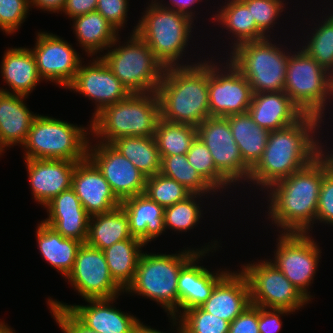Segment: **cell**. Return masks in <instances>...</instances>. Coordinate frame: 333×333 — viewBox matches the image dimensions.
Here are the masks:
<instances>
[{"mask_svg":"<svg viewBox=\"0 0 333 333\" xmlns=\"http://www.w3.org/2000/svg\"><path fill=\"white\" fill-rule=\"evenodd\" d=\"M44 209L48 217L42 220L65 238L86 242L90 215L71 187L48 202Z\"/></svg>","mask_w":333,"mask_h":333,"instance_id":"cell-23","label":"cell"},{"mask_svg":"<svg viewBox=\"0 0 333 333\" xmlns=\"http://www.w3.org/2000/svg\"><path fill=\"white\" fill-rule=\"evenodd\" d=\"M30 0H0V29L12 35L29 15Z\"/></svg>","mask_w":333,"mask_h":333,"instance_id":"cell-44","label":"cell"},{"mask_svg":"<svg viewBox=\"0 0 333 333\" xmlns=\"http://www.w3.org/2000/svg\"><path fill=\"white\" fill-rule=\"evenodd\" d=\"M11 326L0 321V333H5Z\"/></svg>","mask_w":333,"mask_h":333,"instance_id":"cell-54","label":"cell"},{"mask_svg":"<svg viewBox=\"0 0 333 333\" xmlns=\"http://www.w3.org/2000/svg\"><path fill=\"white\" fill-rule=\"evenodd\" d=\"M111 145L146 177L160 173L161 157L154 136L120 137Z\"/></svg>","mask_w":333,"mask_h":333,"instance_id":"cell-35","label":"cell"},{"mask_svg":"<svg viewBox=\"0 0 333 333\" xmlns=\"http://www.w3.org/2000/svg\"><path fill=\"white\" fill-rule=\"evenodd\" d=\"M28 96L0 91V150L22 146L36 117L25 99Z\"/></svg>","mask_w":333,"mask_h":333,"instance_id":"cell-26","label":"cell"},{"mask_svg":"<svg viewBox=\"0 0 333 333\" xmlns=\"http://www.w3.org/2000/svg\"><path fill=\"white\" fill-rule=\"evenodd\" d=\"M141 13V20L137 21L131 33L136 32L139 35L165 69L192 65L200 61V58L195 62L185 61L186 64L183 61V56L185 59V53L188 51L189 40L193 37L191 33L194 31V19L181 12L164 8L155 0L148 3Z\"/></svg>","mask_w":333,"mask_h":333,"instance_id":"cell-5","label":"cell"},{"mask_svg":"<svg viewBox=\"0 0 333 333\" xmlns=\"http://www.w3.org/2000/svg\"><path fill=\"white\" fill-rule=\"evenodd\" d=\"M272 41L274 39L269 37L244 42L227 54L229 61L248 80L253 94L284 90L289 49Z\"/></svg>","mask_w":333,"mask_h":333,"instance_id":"cell-8","label":"cell"},{"mask_svg":"<svg viewBox=\"0 0 333 333\" xmlns=\"http://www.w3.org/2000/svg\"><path fill=\"white\" fill-rule=\"evenodd\" d=\"M330 103L329 106H331L330 104L332 103L331 101H333V72L331 73V80H330Z\"/></svg>","mask_w":333,"mask_h":333,"instance_id":"cell-55","label":"cell"},{"mask_svg":"<svg viewBox=\"0 0 333 333\" xmlns=\"http://www.w3.org/2000/svg\"><path fill=\"white\" fill-rule=\"evenodd\" d=\"M201 248H184L179 253L142 252L133 282L126 288V294L140 295L161 305L167 316H179L178 277L181 268L198 252H216L219 242L213 240ZM211 245V246H210ZM219 246V247H218ZM213 250V251H212Z\"/></svg>","mask_w":333,"mask_h":333,"instance_id":"cell-4","label":"cell"},{"mask_svg":"<svg viewBox=\"0 0 333 333\" xmlns=\"http://www.w3.org/2000/svg\"><path fill=\"white\" fill-rule=\"evenodd\" d=\"M225 118L229 122L243 162L252 169L262 157L270 132L256 124L248 112Z\"/></svg>","mask_w":333,"mask_h":333,"instance_id":"cell-32","label":"cell"},{"mask_svg":"<svg viewBox=\"0 0 333 333\" xmlns=\"http://www.w3.org/2000/svg\"><path fill=\"white\" fill-rule=\"evenodd\" d=\"M65 279L84 300L110 299L125 292L113 279L104 252L87 243L78 249L73 270Z\"/></svg>","mask_w":333,"mask_h":333,"instance_id":"cell-14","label":"cell"},{"mask_svg":"<svg viewBox=\"0 0 333 333\" xmlns=\"http://www.w3.org/2000/svg\"><path fill=\"white\" fill-rule=\"evenodd\" d=\"M71 20L77 44L87 57L100 56L120 36L112 24L97 11L76 16Z\"/></svg>","mask_w":333,"mask_h":333,"instance_id":"cell-31","label":"cell"},{"mask_svg":"<svg viewBox=\"0 0 333 333\" xmlns=\"http://www.w3.org/2000/svg\"><path fill=\"white\" fill-rule=\"evenodd\" d=\"M35 38L36 43L30 49L40 77L67 88L73 82L83 57L72 44L56 34L40 31Z\"/></svg>","mask_w":333,"mask_h":333,"instance_id":"cell-16","label":"cell"},{"mask_svg":"<svg viewBox=\"0 0 333 333\" xmlns=\"http://www.w3.org/2000/svg\"><path fill=\"white\" fill-rule=\"evenodd\" d=\"M294 314L286 309L258 307V328L260 333H279L282 328L281 316ZM284 314V315H283Z\"/></svg>","mask_w":333,"mask_h":333,"instance_id":"cell-48","label":"cell"},{"mask_svg":"<svg viewBox=\"0 0 333 333\" xmlns=\"http://www.w3.org/2000/svg\"><path fill=\"white\" fill-rule=\"evenodd\" d=\"M36 241L42 258L66 278L73 270L77 251L82 242L63 237L43 221L36 227Z\"/></svg>","mask_w":333,"mask_h":333,"instance_id":"cell-29","label":"cell"},{"mask_svg":"<svg viewBox=\"0 0 333 333\" xmlns=\"http://www.w3.org/2000/svg\"><path fill=\"white\" fill-rule=\"evenodd\" d=\"M212 58L207 57L210 117L248 112L253 96L248 80L228 58L221 64Z\"/></svg>","mask_w":333,"mask_h":333,"instance_id":"cell-13","label":"cell"},{"mask_svg":"<svg viewBox=\"0 0 333 333\" xmlns=\"http://www.w3.org/2000/svg\"><path fill=\"white\" fill-rule=\"evenodd\" d=\"M5 333H16L15 330H12V328L10 327Z\"/></svg>","mask_w":333,"mask_h":333,"instance_id":"cell-56","label":"cell"},{"mask_svg":"<svg viewBox=\"0 0 333 333\" xmlns=\"http://www.w3.org/2000/svg\"><path fill=\"white\" fill-rule=\"evenodd\" d=\"M208 198L207 195L201 194H191L185 200L179 201L174 205L165 207L164 210V226L165 232L166 230H172L174 232H187L201 221V217H203V210H201V200L205 197ZM198 199V200H197Z\"/></svg>","mask_w":333,"mask_h":333,"instance_id":"cell-39","label":"cell"},{"mask_svg":"<svg viewBox=\"0 0 333 333\" xmlns=\"http://www.w3.org/2000/svg\"><path fill=\"white\" fill-rule=\"evenodd\" d=\"M197 137L196 127L159 119L154 138L160 156L185 155Z\"/></svg>","mask_w":333,"mask_h":333,"instance_id":"cell-36","label":"cell"},{"mask_svg":"<svg viewBox=\"0 0 333 333\" xmlns=\"http://www.w3.org/2000/svg\"><path fill=\"white\" fill-rule=\"evenodd\" d=\"M331 10V11H330ZM330 12V13H329ZM326 17L323 15L322 21L314 23L313 31L307 33V39L304 38L303 45L300 48L304 50L311 58L317 61L330 74L333 72V12L329 9ZM330 14V15H329ZM322 22V23H321ZM309 39V40H308ZM307 40V41H305ZM305 43V44H304Z\"/></svg>","mask_w":333,"mask_h":333,"instance_id":"cell-37","label":"cell"},{"mask_svg":"<svg viewBox=\"0 0 333 333\" xmlns=\"http://www.w3.org/2000/svg\"><path fill=\"white\" fill-rule=\"evenodd\" d=\"M49 309L63 333H98L84 325L68 308L49 306Z\"/></svg>","mask_w":333,"mask_h":333,"instance_id":"cell-47","label":"cell"},{"mask_svg":"<svg viewBox=\"0 0 333 333\" xmlns=\"http://www.w3.org/2000/svg\"><path fill=\"white\" fill-rule=\"evenodd\" d=\"M145 244L138 238H129L104 249L108 269L113 279L124 289L133 282L139 258Z\"/></svg>","mask_w":333,"mask_h":333,"instance_id":"cell-34","label":"cell"},{"mask_svg":"<svg viewBox=\"0 0 333 333\" xmlns=\"http://www.w3.org/2000/svg\"><path fill=\"white\" fill-rule=\"evenodd\" d=\"M160 173L176 180L186 187L192 194L214 195L217 192L202 178V176L189 164L187 155L160 156Z\"/></svg>","mask_w":333,"mask_h":333,"instance_id":"cell-38","label":"cell"},{"mask_svg":"<svg viewBox=\"0 0 333 333\" xmlns=\"http://www.w3.org/2000/svg\"><path fill=\"white\" fill-rule=\"evenodd\" d=\"M224 3L210 18L212 21H216L215 23L222 27V30L223 28L227 30L228 35L231 34L230 51L241 43L267 38L257 28L255 19H252L251 11L241 0H225Z\"/></svg>","mask_w":333,"mask_h":333,"instance_id":"cell-30","label":"cell"},{"mask_svg":"<svg viewBox=\"0 0 333 333\" xmlns=\"http://www.w3.org/2000/svg\"><path fill=\"white\" fill-rule=\"evenodd\" d=\"M289 49L283 91L304 114L320 117L324 126L323 119L326 118L327 105L331 100V74L300 47L295 51Z\"/></svg>","mask_w":333,"mask_h":333,"instance_id":"cell-10","label":"cell"},{"mask_svg":"<svg viewBox=\"0 0 333 333\" xmlns=\"http://www.w3.org/2000/svg\"><path fill=\"white\" fill-rule=\"evenodd\" d=\"M129 238L135 237L130 233L129 219L121 206L107 213L90 216L85 242L88 245L103 251Z\"/></svg>","mask_w":333,"mask_h":333,"instance_id":"cell-33","label":"cell"},{"mask_svg":"<svg viewBox=\"0 0 333 333\" xmlns=\"http://www.w3.org/2000/svg\"><path fill=\"white\" fill-rule=\"evenodd\" d=\"M120 40L118 36L100 57L130 93L156 92L165 68L136 32L124 44Z\"/></svg>","mask_w":333,"mask_h":333,"instance_id":"cell-9","label":"cell"},{"mask_svg":"<svg viewBox=\"0 0 333 333\" xmlns=\"http://www.w3.org/2000/svg\"><path fill=\"white\" fill-rule=\"evenodd\" d=\"M208 253L209 251H198L179 272L177 285L179 315L183 311L200 307L205 303L215 285L230 271L227 268L210 271L211 269L201 266V259L209 256Z\"/></svg>","mask_w":333,"mask_h":333,"instance_id":"cell-22","label":"cell"},{"mask_svg":"<svg viewBox=\"0 0 333 333\" xmlns=\"http://www.w3.org/2000/svg\"><path fill=\"white\" fill-rule=\"evenodd\" d=\"M66 0H30V9L37 8L51 13H62Z\"/></svg>","mask_w":333,"mask_h":333,"instance_id":"cell-52","label":"cell"},{"mask_svg":"<svg viewBox=\"0 0 333 333\" xmlns=\"http://www.w3.org/2000/svg\"><path fill=\"white\" fill-rule=\"evenodd\" d=\"M118 297L87 299V305H68L50 297L47 305L68 308L84 325L98 333H135L141 321L133 314L124 313L114 306Z\"/></svg>","mask_w":333,"mask_h":333,"instance_id":"cell-19","label":"cell"},{"mask_svg":"<svg viewBox=\"0 0 333 333\" xmlns=\"http://www.w3.org/2000/svg\"><path fill=\"white\" fill-rule=\"evenodd\" d=\"M160 119L156 92L131 93L126 99L102 108L90 122V136L111 144L120 137L154 136Z\"/></svg>","mask_w":333,"mask_h":333,"instance_id":"cell-6","label":"cell"},{"mask_svg":"<svg viewBox=\"0 0 333 333\" xmlns=\"http://www.w3.org/2000/svg\"><path fill=\"white\" fill-rule=\"evenodd\" d=\"M170 322L172 323L173 327L176 326L175 330H173L174 332L176 331V333H181V329L179 327V324L177 322L176 319L170 318ZM135 333H166V332H161L160 330L154 329L150 326H147L145 324H143V322L139 325V327L137 328V330L135 331Z\"/></svg>","mask_w":333,"mask_h":333,"instance_id":"cell-53","label":"cell"},{"mask_svg":"<svg viewBox=\"0 0 333 333\" xmlns=\"http://www.w3.org/2000/svg\"><path fill=\"white\" fill-rule=\"evenodd\" d=\"M328 149L305 168L265 190L266 219L277 226L275 231L310 234L313 230L323 176L333 167V149Z\"/></svg>","mask_w":333,"mask_h":333,"instance_id":"cell-1","label":"cell"},{"mask_svg":"<svg viewBox=\"0 0 333 333\" xmlns=\"http://www.w3.org/2000/svg\"><path fill=\"white\" fill-rule=\"evenodd\" d=\"M33 198L44 207L61 192L72 187V176L79 161L24 159Z\"/></svg>","mask_w":333,"mask_h":333,"instance_id":"cell-20","label":"cell"},{"mask_svg":"<svg viewBox=\"0 0 333 333\" xmlns=\"http://www.w3.org/2000/svg\"><path fill=\"white\" fill-rule=\"evenodd\" d=\"M129 219V230L133 237L145 245L165 232L164 210L146 194H139L121 201L120 205Z\"/></svg>","mask_w":333,"mask_h":333,"instance_id":"cell-28","label":"cell"},{"mask_svg":"<svg viewBox=\"0 0 333 333\" xmlns=\"http://www.w3.org/2000/svg\"><path fill=\"white\" fill-rule=\"evenodd\" d=\"M176 320L181 333H228L230 324L200 307L183 311Z\"/></svg>","mask_w":333,"mask_h":333,"instance_id":"cell-42","label":"cell"},{"mask_svg":"<svg viewBox=\"0 0 333 333\" xmlns=\"http://www.w3.org/2000/svg\"><path fill=\"white\" fill-rule=\"evenodd\" d=\"M72 188L90 216L110 212L121 205L109 183L88 157L76 163Z\"/></svg>","mask_w":333,"mask_h":333,"instance_id":"cell-21","label":"cell"},{"mask_svg":"<svg viewBox=\"0 0 333 333\" xmlns=\"http://www.w3.org/2000/svg\"><path fill=\"white\" fill-rule=\"evenodd\" d=\"M189 164L220 194L233 186L216 168L212 155L205 144L196 137L186 153ZM224 189V190H223Z\"/></svg>","mask_w":333,"mask_h":333,"instance_id":"cell-40","label":"cell"},{"mask_svg":"<svg viewBox=\"0 0 333 333\" xmlns=\"http://www.w3.org/2000/svg\"><path fill=\"white\" fill-rule=\"evenodd\" d=\"M160 6L168 9L175 10L177 12H181L190 18L195 17V5L198 4L199 2H202L203 0H169L168 4L166 2L164 3V0H155ZM163 2V3H162Z\"/></svg>","mask_w":333,"mask_h":333,"instance_id":"cell-51","label":"cell"},{"mask_svg":"<svg viewBox=\"0 0 333 333\" xmlns=\"http://www.w3.org/2000/svg\"><path fill=\"white\" fill-rule=\"evenodd\" d=\"M87 126L37 114L21 146L25 151L23 159L84 160L92 139Z\"/></svg>","mask_w":333,"mask_h":333,"instance_id":"cell-7","label":"cell"},{"mask_svg":"<svg viewBox=\"0 0 333 333\" xmlns=\"http://www.w3.org/2000/svg\"><path fill=\"white\" fill-rule=\"evenodd\" d=\"M249 305L251 297L245 275L238 269L229 271L214 287L200 308L231 323Z\"/></svg>","mask_w":333,"mask_h":333,"instance_id":"cell-24","label":"cell"},{"mask_svg":"<svg viewBox=\"0 0 333 333\" xmlns=\"http://www.w3.org/2000/svg\"><path fill=\"white\" fill-rule=\"evenodd\" d=\"M89 141L87 157L100 170L115 196L126 198L143 194L147 177L111 144Z\"/></svg>","mask_w":333,"mask_h":333,"instance_id":"cell-17","label":"cell"},{"mask_svg":"<svg viewBox=\"0 0 333 333\" xmlns=\"http://www.w3.org/2000/svg\"><path fill=\"white\" fill-rule=\"evenodd\" d=\"M91 58L93 61L87 64L82 61L73 82L66 89L76 91L94 102L93 117L102 108L126 99L131 93L100 56Z\"/></svg>","mask_w":333,"mask_h":333,"instance_id":"cell-18","label":"cell"},{"mask_svg":"<svg viewBox=\"0 0 333 333\" xmlns=\"http://www.w3.org/2000/svg\"><path fill=\"white\" fill-rule=\"evenodd\" d=\"M318 221L333 226V167L323 176L315 224Z\"/></svg>","mask_w":333,"mask_h":333,"instance_id":"cell-45","label":"cell"},{"mask_svg":"<svg viewBox=\"0 0 333 333\" xmlns=\"http://www.w3.org/2000/svg\"><path fill=\"white\" fill-rule=\"evenodd\" d=\"M248 113L269 132L293 125L305 115L284 91L253 94Z\"/></svg>","mask_w":333,"mask_h":333,"instance_id":"cell-25","label":"cell"},{"mask_svg":"<svg viewBox=\"0 0 333 333\" xmlns=\"http://www.w3.org/2000/svg\"><path fill=\"white\" fill-rule=\"evenodd\" d=\"M98 0H66L62 12L70 19L96 11Z\"/></svg>","mask_w":333,"mask_h":333,"instance_id":"cell-50","label":"cell"},{"mask_svg":"<svg viewBox=\"0 0 333 333\" xmlns=\"http://www.w3.org/2000/svg\"><path fill=\"white\" fill-rule=\"evenodd\" d=\"M129 0H98L96 11L99 12L119 32L129 18ZM122 28V29H121Z\"/></svg>","mask_w":333,"mask_h":333,"instance_id":"cell-46","label":"cell"},{"mask_svg":"<svg viewBox=\"0 0 333 333\" xmlns=\"http://www.w3.org/2000/svg\"><path fill=\"white\" fill-rule=\"evenodd\" d=\"M277 236L274 258L268 260L311 302L313 296L308 290L315 280L321 259L319 243L311 233H280Z\"/></svg>","mask_w":333,"mask_h":333,"instance_id":"cell-11","label":"cell"},{"mask_svg":"<svg viewBox=\"0 0 333 333\" xmlns=\"http://www.w3.org/2000/svg\"><path fill=\"white\" fill-rule=\"evenodd\" d=\"M196 130L197 137L209 149L217 170L233 187L241 183L244 185L251 169L242 160L228 120L225 117H209Z\"/></svg>","mask_w":333,"mask_h":333,"instance_id":"cell-15","label":"cell"},{"mask_svg":"<svg viewBox=\"0 0 333 333\" xmlns=\"http://www.w3.org/2000/svg\"><path fill=\"white\" fill-rule=\"evenodd\" d=\"M144 194L165 208L185 200L192 193L176 180L157 173L147 177Z\"/></svg>","mask_w":333,"mask_h":333,"instance_id":"cell-41","label":"cell"},{"mask_svg":"<svg viewBox=\"0 0 333 333\" xmlns=\"http://www.w3.org/2000/svg\"><path fill=\"white\" fill-rule=\"evenodd\" d=\"M228 333H260L258 328V306L249 305L229 324Z\"/></svg>","mask_w":333,"mask_h":333,"instance_id":"cell-49","label":"cell"},{"mask_svg":"<svg viewBox=\"0 0 333 333\" xmlns=\"http://www.w3.org/2000/svg\"><path fill=\"white\" fill-rule=\"evenodd\" d=\"M240 266L249 284L251 304L262 308L286 309L293 313L309 304L310 301L269 260Z\"/></svg>","mask_w":333,"mask_h":333,"instance_id":"cell-12","label":"cell"},{"mask_svg":"<svg viewBox=\"0 0 333 333\" xmlns=\"http://www.w3.org/2000/svg\"><path fill=\"white\" fill-rule=\"evenodd\" d=\"M251 11L257 28L267 37L274 34L272 30L286 8V0H241ZM271 29V30H270ZM270 30V31H269ZM270 33V34H269Z\"/></svg>","mask_w":333,"mask_h":333,"instance_id":"cell-43","label":"cell"},{"mask_svg":"<svg viewBox=\"0 0 333 333\" xmlns=\"http://www.w3.org/2000/svg\"><path fill=\"white\" fill-rule=\"evenodd\" d=\"M322 123L320 117L305 114L293 125L271 131L262 157L250 171L247 181L250 187L253 184L265 192L277 181L305 168L320 156L327 149L318 136L323 134L320 133Z\"/></svg>","mask_w":333,"mask_h":333,"instance_id":"cell-2","label":"cell"},{"mask_svg":"<svg viewBox=\"0 0 333 333\" xmlns=\"http://www.w3.org/2000/svg\"><path fill=\"white\" fill-rule=\"evenodd\" d=\"M0 66L2 79L10 89L0 87L2 92L29 96L38 83L43 81L30 48L14 47L5 50Z\"/></svg>","mask_w":333,"mask_h":333,"instance_id":"cell-27","label":"cell"},{"mask_svg":"<svg viewBox=\"0 0 333 333\" xmlns=\"http://www.w3.org/2000/svg\"><path fill=\"white\" fill-rule=\"evenodd\" d=\"M156 93L160 118L197 127L210 117L208 60L164 69Z\"/></svg>","mask_w":333,"mask_h":333,"instance_id":"cell-3","label":"cell"}]
</instances>
